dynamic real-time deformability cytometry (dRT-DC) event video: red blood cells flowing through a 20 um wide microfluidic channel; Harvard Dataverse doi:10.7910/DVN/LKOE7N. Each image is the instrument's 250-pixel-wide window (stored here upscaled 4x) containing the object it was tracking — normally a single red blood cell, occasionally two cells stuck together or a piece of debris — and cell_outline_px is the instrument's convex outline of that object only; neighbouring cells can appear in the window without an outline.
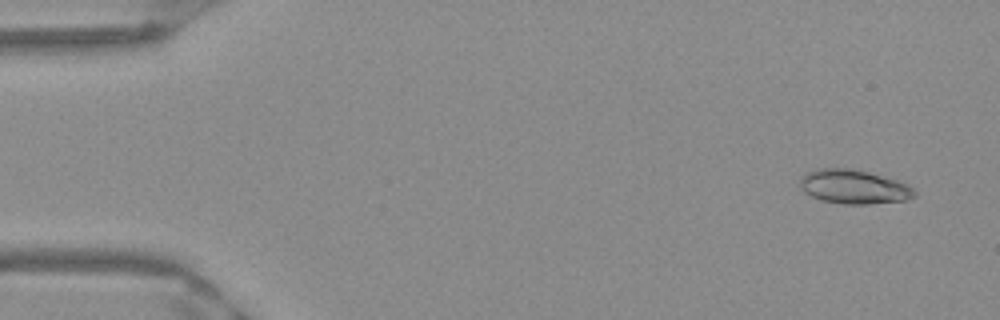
{"species": "Egyptian fruit bat (a non-hibernating species)", "species_latin": "Rousettus aegyptiacus", "temperature_condition": "warm", "stored_images_in_passage": 51, "camera_frame_rate_fps": 3000, "um_per_image_px": 0.085, "frame": {"image": 1, "passage_image": 3, "time_ms": 0.667, "image_size_px": [1000, 320], "cell_outline_px": [[916, 196], [904, 200], [868, 204], [844, 204], [820, 200], [804, 192], [800, 188], [800, 180], [804, 172], [816, 168], [852, 168], [868, 172], [896, 180], [908, 184], [916, 192]], "centroid_in_image_um": [72.53, 15.87], "position_along_channel_um": 12.5, "area_um2": 22.83}}
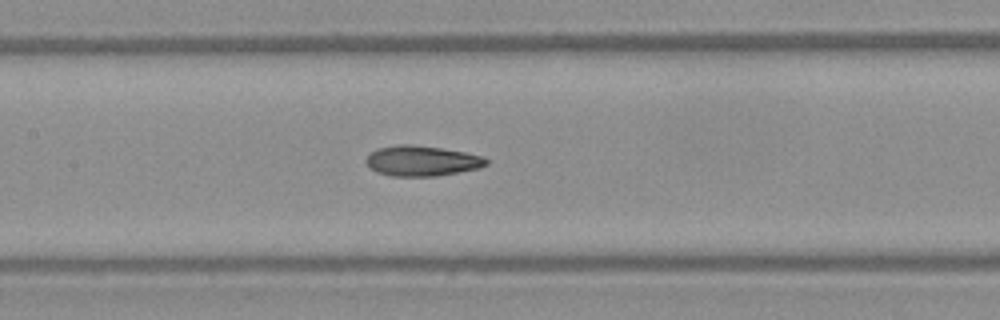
{"frame": {"image": 2, "passage_image": 24, "time_ms": 7.667, "image_size_px": [1000, 320], "cell_outline_px": [[488, 164], [480, 168], [436, 176], [392, 176], [376, 172], [368, 168], [364, 160], [376, 148], [400, 144], [412, 144], [440, 148], [464, 152], [484, 156], [488, 160]], "centroid_in_image_um": [35.83, 13.67], "position_along_channel_um": 171.6, "area_um2": 21.39}}
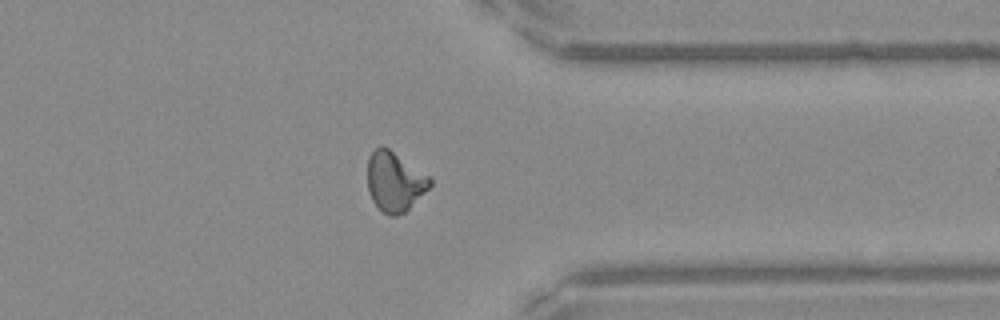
{"frame": {"image": 3, "passage_image": 40, "time_ms": 13.0, "image_size_px": [1000, 320], "cell_outline_px": [[432, 184], [404, 212], [396, 216], [388, 216], [372, 200], [368, 192], [368, 156], [380, 144], [388, 148], [428, 176], [432, 180]], "centroid_in_image_um": [33.51, 15.43], "position_along_channel_um": 377.9, "area_um2": 21.21}, "authors_computed_cell_mechanics": {"area_um2": 21.386, "velocity_mm_per_s": 3.9857, "shape_relaxation_time_tau1_ms": null, "shape_relaxation_time_tau2_ms": 1.8814, "deformation_change_tau1": null, "deformation_change_tau2": 0.0875}}